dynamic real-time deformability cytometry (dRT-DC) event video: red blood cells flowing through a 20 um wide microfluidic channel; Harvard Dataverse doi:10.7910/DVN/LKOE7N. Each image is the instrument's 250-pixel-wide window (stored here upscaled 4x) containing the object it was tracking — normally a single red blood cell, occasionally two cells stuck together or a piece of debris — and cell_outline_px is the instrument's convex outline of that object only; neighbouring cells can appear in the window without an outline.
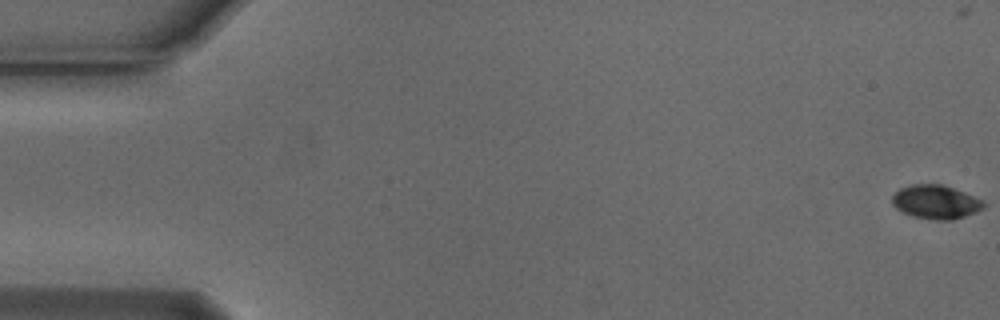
{"species": "Egyptian fruit bat (a non-hibernating species)", "species_latin": "Rousettus aegyptiacus", "temperature_condition": "cold", "stored_images_in_passage": 44, "camera_frame_rate_fps": 3000, "um_per_image_px": 0.085, "animal": {"sex": "male"}, "frame": {"image": 1, "passage_image": 1, "time_ms": 0.0, "image_size_px": [1000, 320], "cell_outline_px": [[984, 208], [976, 212], [952, 220], [936, 220], [912, 216], [896, 208], [892, 204], [892, 196], [900, 188], [912, 184], [940, 184], [964, 192], [984, 200]], "centroid_in_image_um": [79.54, 17.17], "position_along_channel_um": 5.5, "area_um2": 17.92}}
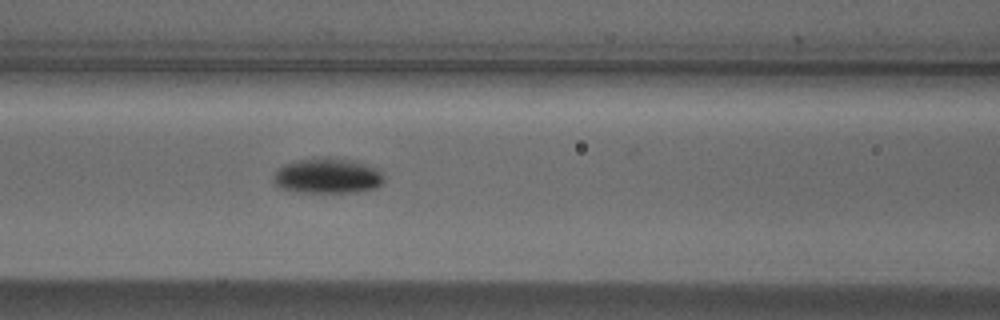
{"frame": {"image": 2, "passage_image": 24, "time_ms": 7.667, "image_size_px": [1000, 320], "cell_outline_px": [[384, 180], [376, 188], [356, 192], [292, 192], [280, 188], [272, 180], [276, 168], [284, 164], [296, 160], [320, 156], [332, 156], [356, 160], [380, 168], [384, 176]], "centroid_in_image_um": [27.84, 14.91], "position_along_channel_um": 138.8, "area_um2": 23.58}}
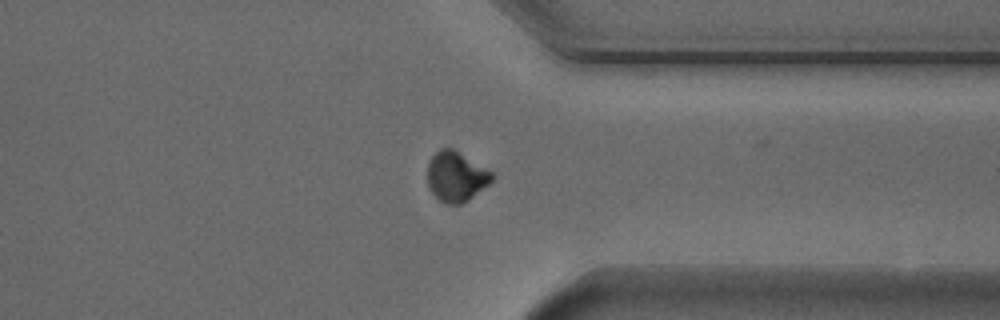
{"frame": {"image": 3, "passage_image": 43, "time_ms": 14.0, "image_size_px": [1000, 320], "cell_outline_px": [[496, 176], [488, 184], [468, 200], [460, 204], [444, 204], [428, 188], [428, 160], [440, 148], [452, 148], [492, 172]], "centroid_in_image_um": [38.75, 15.01], "position_along_channel_um": 372.6, "area_um2": 18.61}}